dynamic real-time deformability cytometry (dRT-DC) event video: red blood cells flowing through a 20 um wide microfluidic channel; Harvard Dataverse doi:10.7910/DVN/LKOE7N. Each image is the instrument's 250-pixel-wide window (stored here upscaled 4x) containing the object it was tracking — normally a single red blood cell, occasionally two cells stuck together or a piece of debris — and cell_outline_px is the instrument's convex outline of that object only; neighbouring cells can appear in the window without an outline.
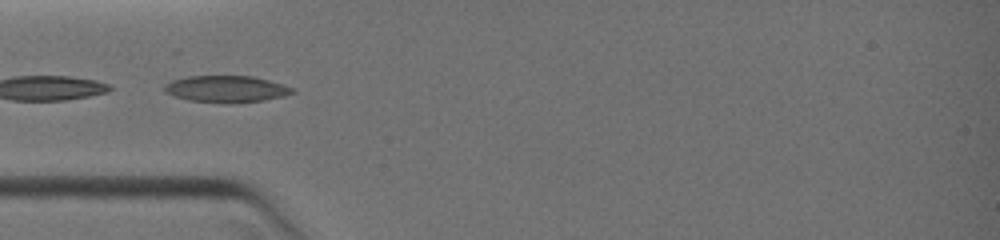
{"species": "common noctule bat (a hibernating species)", "species_latin": "Nyctalus noctula", "temperature_condition": "warm", "stored_images_in_passage": 7, "camera_frame_rate_fps": 3000, "um_per_image_px": 0.085, "animal": {"sex": "female", "body_mass_g": 19.0, "forearm_length_mm": 51.5}, "frame": {"image": 1, "passage_image": 1, "time_ms": 0.0, "image_size_px": [1000, 240], "cell_outline_px": [[296, 92], [284, 96], [264, 100], [188, 100], [164, 92], [164, 84], [172, 80], [188, 76], [252, 76], [268, 80], [296, 88]], "centroid_in_image_um": [19.25, 7.51], "position_along_channel_um": 65.7, "area_um2": 18.96}}
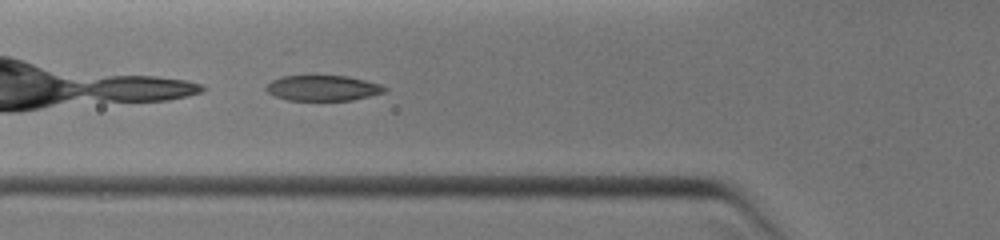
{"frame": {"image": 2, "passage_image": 3, "time_ms": 0.667, "image_size_px": [1000, 240], "cell_outline_px": [[388, 88], [384, 92], [352, 100], [288, 100], [276, 96], [268, 92], [264, 88], [272, 80], [280, 76], [348, 76], [380, 84]], "centroid_in_image_um": [27.43, 7.48], "position_along_channel_um": 98.4, "area_um2": 17.4}}
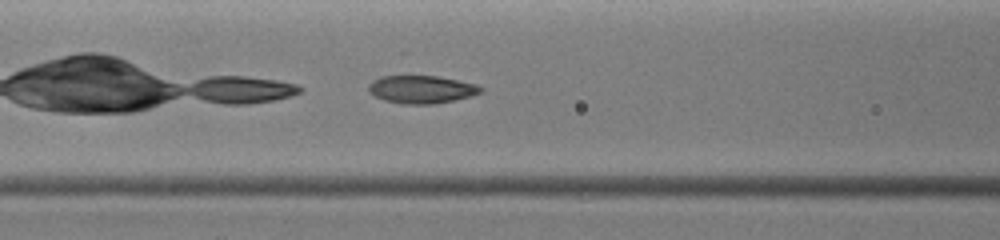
{"frame": {"image": 3, "passage_image": 5, "time_ms": 1.333, "image_size_px": [1000, 240], "cell_outline_px": [[484, 92], [472, 96], [432, 104], [404, 104], [384, 100], [368, 92], [368, 84], [372, 80], [380, 76], [436, 76], [476, 84], [484, 88]], "centroid_in_image_um": [35.82, 7.59], "position_along_channel_um": 130.8, "area_um2": 18.21}}